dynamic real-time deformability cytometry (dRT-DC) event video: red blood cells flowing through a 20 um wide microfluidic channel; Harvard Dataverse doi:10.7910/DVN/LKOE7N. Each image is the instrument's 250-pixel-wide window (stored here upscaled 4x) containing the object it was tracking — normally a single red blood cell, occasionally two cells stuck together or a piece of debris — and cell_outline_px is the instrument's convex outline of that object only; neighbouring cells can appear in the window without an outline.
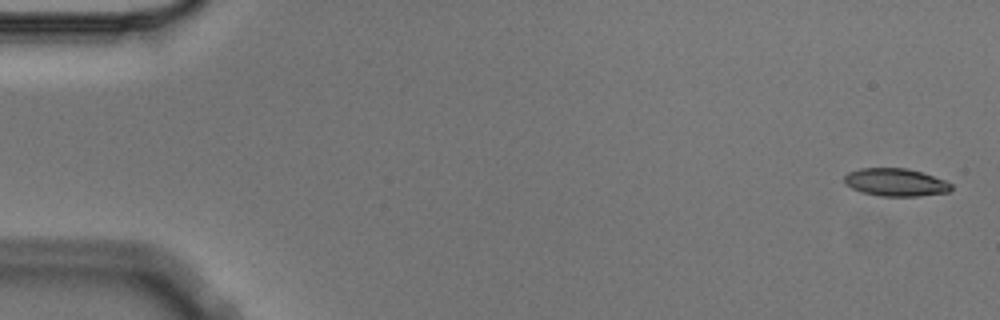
{"species": "Egyptian fruit bat (a non-hibernating species)", "species_latin": "Rousettus aegyptiacus", "temperature_condition": "cold", "stored_images_in_passage": 4, "camera_frame_rate_fps": 3000, "um_per_image_px": 0.085, "animal": {"sex": "male"}, "frame": {"image": 1, "passage_image": 1, "time_ms": 0.0, "image_size_px": [1000, 320], "cell_outline_px": [[952, 188], [948, 192], [920, 196], [880, 196], [860, 192], [844, 184], [844, 176], [848, 172], [860, 168], [908, 168], [924, 172], [944, 180], [952, 184]], "centroid_in_image_um": [76.11, 15.49], "position_along_channel_um": 8.9, "area_um2": 17.51}}